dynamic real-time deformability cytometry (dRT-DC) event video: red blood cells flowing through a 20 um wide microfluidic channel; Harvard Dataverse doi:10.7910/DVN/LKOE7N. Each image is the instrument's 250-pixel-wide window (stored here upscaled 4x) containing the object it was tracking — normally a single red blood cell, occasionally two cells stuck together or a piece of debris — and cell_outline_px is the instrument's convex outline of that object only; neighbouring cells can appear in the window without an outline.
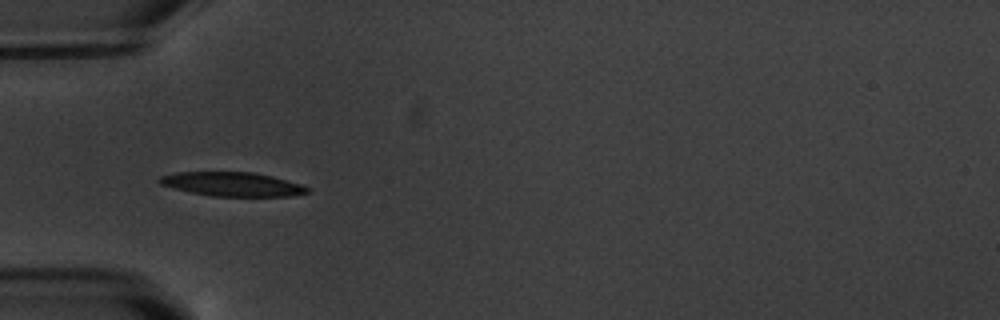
{"species": "common noctule bat (a hibernating species)", "species_latin": "Nyctalus noctula", "temperature_condition": "warm", "stored_images_in_passage": 13, "camera_frame_rate_fps": 3000, "um_per_image_px": 0.085, "animal": {"sex": "male", "body_mass_g": 20.1, "forearm_length_mm": 53.5}, "frame": {"image": 1, "passage_image": 6, "time_ms": 5.667, "image_size_px": [1000, 320], "cell_outline_px": [[308, 192], [292, 196], [212, 196], [192, 192], [160, 184], [156, 180], [160, 176], [176, 172], [252, 172], [272, 176], [300, 184], [308, 188]], "centroid_in_image_um": [19.72, 15.65], "position_along_channel_um": 65.3, "area_um2": 20.46}}
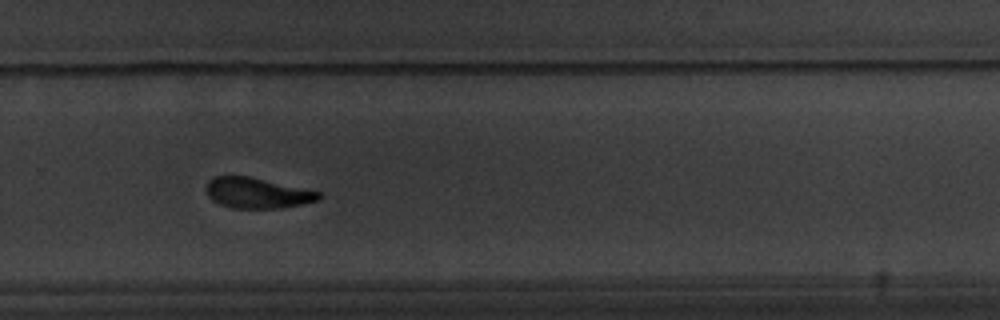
{"frame": {"image": 2, "passage_image": 12, "time_ms": 12.667, "image_size_px": [1000, 320], "cell_outline_px": [[324, 196], [320, 200], [280, 208], [232, 208], [220, 204], [212, 200], [208, 196], [204, 188], [208, 180], [212, 176], [248, 176], [304, 188], [320, 192]], "centroid_in_image_um": [21.84, 16.4], "position_along_channel_um": 308.0, "area_um2": 20.17}}
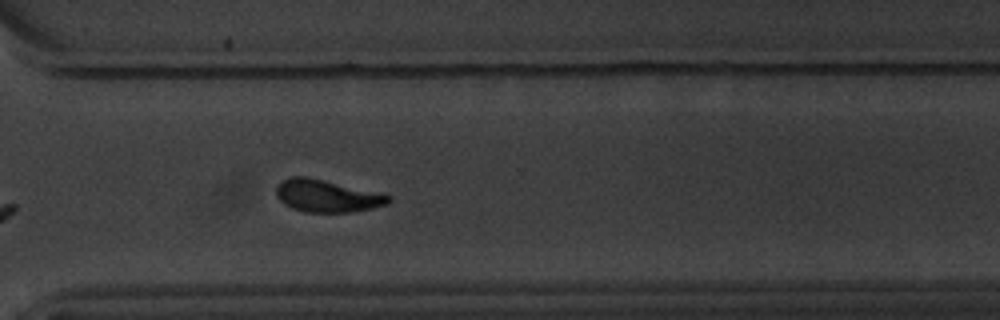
{"frame": {"image": 3, "passage_image": 13, "time_ms": 13.667, "image_size_px": [1000, 320], "cell_outline_px": [[392, 200], [388, 204], [372, 208], [348, 212], [304, 212], [292, 208], [284, 204], [276, 196], [276, 188], [284, 180], [292, 176], [304, 176], [384, 192], [392, 196]], "centroid_in_image_um": [27.86, 16.65], "position_along_channel_um": 342.7, "area_um2": 21.39}}